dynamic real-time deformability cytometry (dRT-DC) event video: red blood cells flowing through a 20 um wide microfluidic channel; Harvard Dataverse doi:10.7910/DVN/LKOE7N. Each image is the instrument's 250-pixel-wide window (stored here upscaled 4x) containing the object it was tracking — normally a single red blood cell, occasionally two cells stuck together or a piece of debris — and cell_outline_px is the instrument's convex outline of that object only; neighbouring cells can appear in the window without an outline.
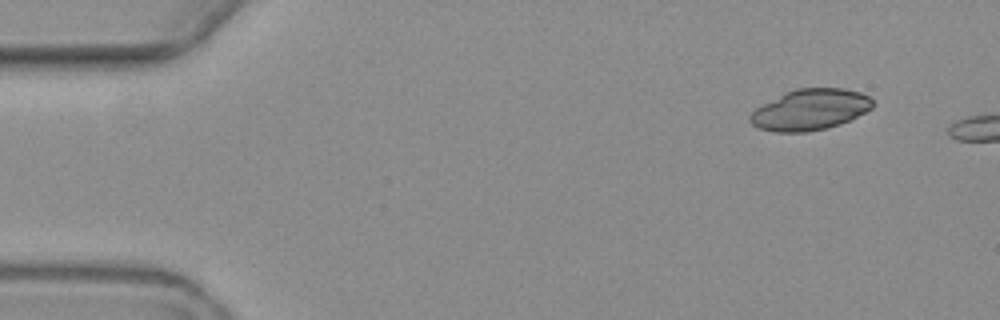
{"species": "common noctule bat (a hibernating species)", "species_latin": "Nyctalus noctula", "temperature_condition": "warm", "stored_images_in_passage": 4, "camera_frame_rate_fps": 3000, "um_per_image_px": 0.085, "animal": {"sex": "female", "body_mass_g": 19.3, "forearm_length_mm": 54.1}, "frame": {"image": 1, "passage_image": 4, "time_ms": 4.0, "image_size_px": [1000, 320], "cell_outline_px": [[872, 108], [840, 124], [828, 128], [808, 132], [772, 132], [760, 128], [752, 124], [748, 120], [748, 116], [756, 108], [784, 92], [796, 88], [844, 88], [860, 92], [868, 96], [872, 100]], "centroid_in_image_um": [68.82, 9.32], "position_along_channel_um": 16.2, "area_um2": 29.25}}